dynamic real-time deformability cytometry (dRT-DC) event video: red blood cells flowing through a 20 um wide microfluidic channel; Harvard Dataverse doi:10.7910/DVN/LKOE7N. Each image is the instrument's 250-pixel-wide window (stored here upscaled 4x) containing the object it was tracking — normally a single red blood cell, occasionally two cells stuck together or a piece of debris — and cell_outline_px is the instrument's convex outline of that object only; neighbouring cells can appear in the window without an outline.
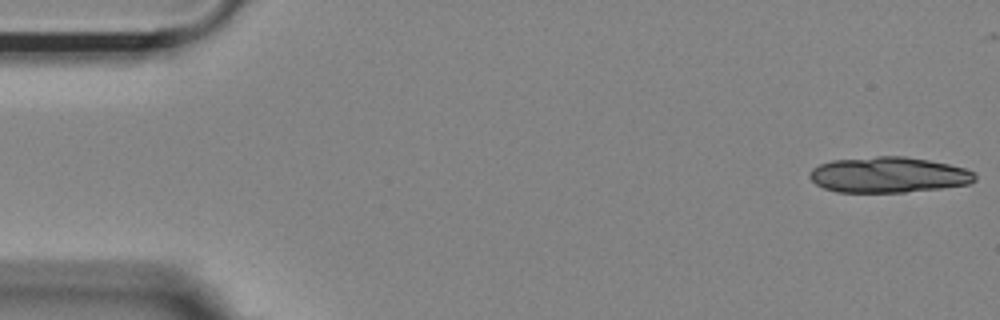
{"species": "Egyptian fruit bat (a non-hibernating species)", "species_latin": "Rousettus aegyptiacus", "temperature_condition": "room temperature", "stored_images_in_passage": 15, "camera_frame_rate_fps": 3000, "um_per_image_px": 0.085, "animal": {"sex": "female"}, "frame": {"image": 1, "passage_image": 1, "time_ms": 0.0, "image_size_px": [1000, 320], "cell_outline_px": [[976, 180], [968, 184], [940, 188], [904, 192], [836, 192], [824, 188], [816, 184], [808, 176], [812, 168], [820, 164], [832, 160], [876, 156], [904, 156], [928, 160], [948, 164], [964, 168], [972, 172], [976, 176]], "centroid_in_image_um": [75.49, 14.86], "position_along_channel_um": 9.5, "area_um2": 34.28}}